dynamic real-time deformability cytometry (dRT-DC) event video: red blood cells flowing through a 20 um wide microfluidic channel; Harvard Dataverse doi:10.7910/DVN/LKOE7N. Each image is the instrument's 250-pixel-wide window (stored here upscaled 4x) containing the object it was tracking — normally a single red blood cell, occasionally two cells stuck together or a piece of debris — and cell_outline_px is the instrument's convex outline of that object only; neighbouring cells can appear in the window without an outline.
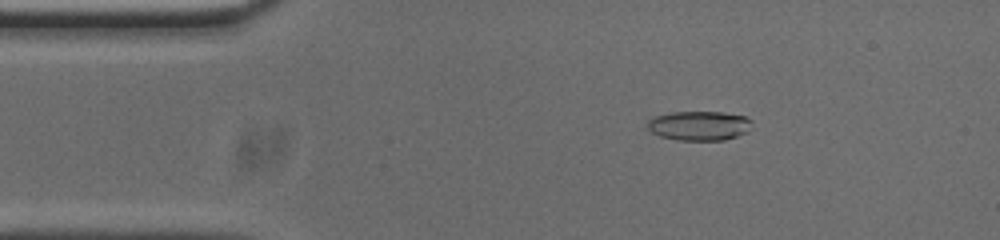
{"species": "common noctule bat (a hibernating species)", "species_latin": "Nyctalus noctula", "temperature_condition": "cold", "stored_images_in_passage": 53, "camera_frame_rate_fps": 3000, "um_per_image_px": 0.085, "animal": {"sex": "male", "body_mass_g": 20.0, "forearm_length_mm": 53.3}, "frame": {"image": 1, "passage_image": 8, "time_ms": 2.333, "image_size_px": [1000, 240], "cell_outline_px": [[752, 120], [748, 132], [724, 140], [676, 140], [660, 136], [652, 132], [648, 128], [648, 120], [656, 116], [672, 112], [724, 112], [748, 116]], "centroid_in_image_um": [59.47, 10.68], "position_along_channel_um": 25.5, "area_um2": 17.98}}
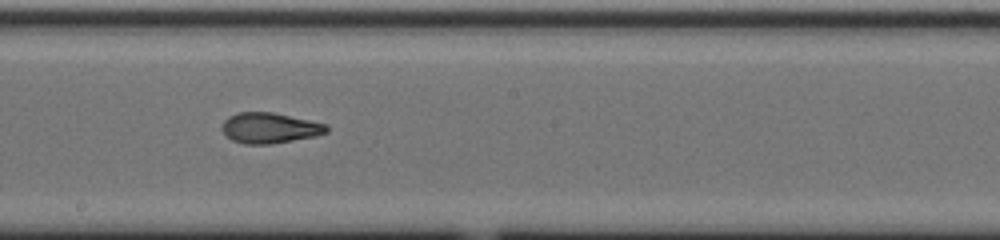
{"frame": {"image": 2, "passage_image": 28, "time_ms": 9.0, "image_size_px": [1000, 240], "cell_outline_px": [[328, 132], [316, 136], [272, 144], [244, 144], [232, 140], [220, 128], [224, 120], [228, 116], [236, 112], [272, 112], [328, 124]], "centroid_in_image_um": [22.92, 10.87], "position_along_channel_um": 225.3, "area_um2": 18.73}}
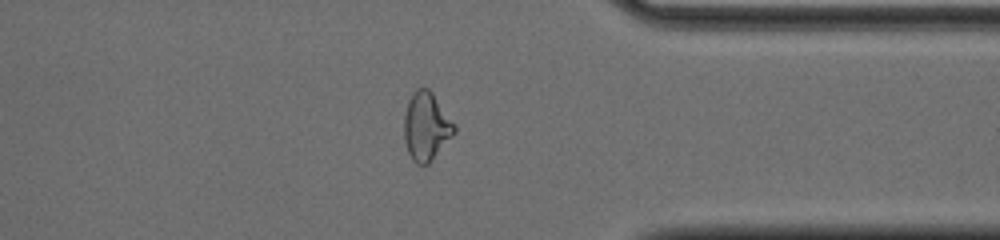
{"frame": {"image": 3, "passage_image": 41, "time_ms": 13.333, "image_size_px": [1000, 240], "cell_outline_px": [[456, 132], [428, 164], [424, 168], [416, 164], [412, 160], [408, 152], [404, 140], [404, 116], [408, 100], [412, 92], [416, 88], [428, 88], [432, 92], [456, 124]], "centroid_in_image_um": [36.23, 10.76], "position_along_channel_um": 375.2, "area_um2": 20.29}, "authors_computed_cell_mechanics": {"area_um2": 18.7272, "velocity_mm_per_s": 3.7118, "shape_relaxation_time_tau1_ms": 7.2767, "shape_relaxation_time_tau2_ms": 1.5993, "deformation_change_tau1": 0.2345, "deformation_change_tau2": 0.0829}}